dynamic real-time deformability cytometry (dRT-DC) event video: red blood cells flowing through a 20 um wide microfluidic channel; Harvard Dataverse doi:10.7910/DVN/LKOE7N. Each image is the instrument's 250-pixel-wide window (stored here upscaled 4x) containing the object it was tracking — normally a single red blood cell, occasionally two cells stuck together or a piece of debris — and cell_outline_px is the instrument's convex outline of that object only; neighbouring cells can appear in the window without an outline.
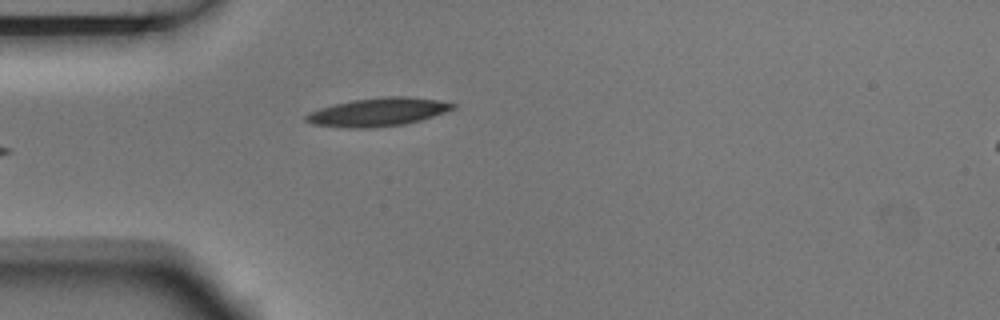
{"species": "Egyptian fruit bat (a non-hibernating species)", "species_latin": "Rousettus aegyptiacus", "temperature_condition": "room temperature", "stored_images_in_passage": 4, "camera_frame_rate_fps": 3000, "um_per_image_px": 0.085, "animal": {"sex": "male"}, "frame": {"image": 1, "passage_image": 4, "time_ms": 1.0, "image_size_px": [1000, 320], "cell_outline_px": [[456, 108], [420, 120], [404, 124], [372, 128], [348, 128], [312, 124], [304, 120], [304, 116], [308, 112], [320, 108], [352, 100], [380, 96], [408, 96], [436, 100], [456, 104]], "centroid_in_image_um": [32.09, 9.52], "position_along_channel_um": 52.9, "area_um2": 24.22}}